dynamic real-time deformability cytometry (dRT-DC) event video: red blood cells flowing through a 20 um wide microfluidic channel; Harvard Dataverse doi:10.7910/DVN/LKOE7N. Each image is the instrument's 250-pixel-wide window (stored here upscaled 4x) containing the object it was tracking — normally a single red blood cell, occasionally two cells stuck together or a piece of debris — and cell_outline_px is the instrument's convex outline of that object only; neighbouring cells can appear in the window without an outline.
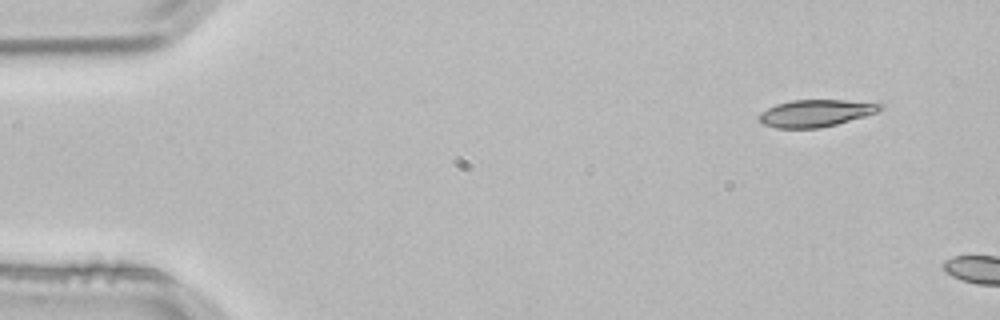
{"species": "common noctule bat (a hibernating species)", "species_latin": "Nyctalus noctula", "temperature_condition": "room temperature", "stored_images_in_passage": 2, "camera_frame_rate_fps": 3000, "um_per_image_px": 0.085, "animal": {"sex": "male", "body_mass_g": 21.5, "forearm_length_mm": 52.0}, "frame": {"image": 1, "passage_image": 1, "time_ms": 0.0, "image_size_px": [1000, 320], "cell_outline_px": [[884, 108], [876, 112], [836, 124], [820, 128], [776, 128], [764, 124], [756, 116], [760, 112], [776, 104], [792, 100], [844, 100], [884, 104]], "centroid_in_image_um": [69.3, 9.61], "position_along_channel_um": 15.7, "area_um2": 18.96}}